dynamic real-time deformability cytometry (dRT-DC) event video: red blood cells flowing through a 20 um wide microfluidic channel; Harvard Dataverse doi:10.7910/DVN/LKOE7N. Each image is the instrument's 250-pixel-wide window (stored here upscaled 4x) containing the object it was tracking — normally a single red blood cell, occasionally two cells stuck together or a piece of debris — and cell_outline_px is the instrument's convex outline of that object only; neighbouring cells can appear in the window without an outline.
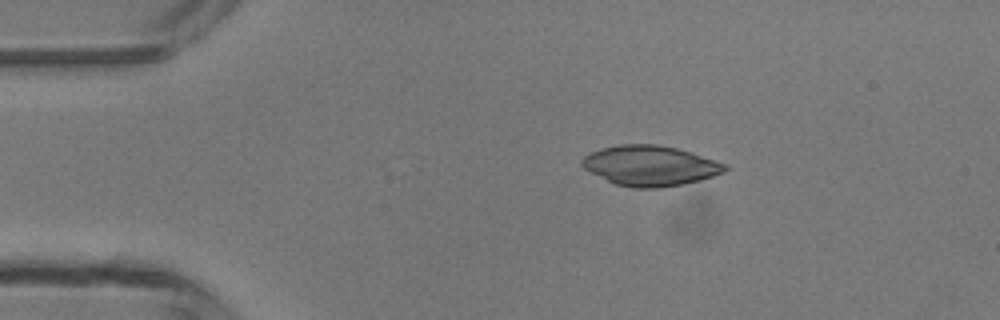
{"species": "common noctule bat (a hibernating species)", "species_latin": "Nyctalus noctula", "temperature_condition": "room temperature", "stored_images_in_passage": 2, "camera_frame_rate_fps": 3000, "um_per_image_px": 0.085, "animal": {"sex": "male", "body_mass_g": 13.3}, "frame": {"image": 1, "passage_image": 2, "time_ms": 2.333, "image_size_px": [1000, 320], "cell_outline_px": [[728, 168], [724, 172], [700, 180], [684, 184], [660, 188], [632, 188], [616, 184], [584, 168], [580, 164], [580, 160], [584, 156], [600, 148], [620, 144], [656, 144], [676, 148], [692, 152], [728, 164]], "centroid_in_image_um": [55.29, 14.08], "position_along_channel_um": 29.7, "area_um2": 33.52}}